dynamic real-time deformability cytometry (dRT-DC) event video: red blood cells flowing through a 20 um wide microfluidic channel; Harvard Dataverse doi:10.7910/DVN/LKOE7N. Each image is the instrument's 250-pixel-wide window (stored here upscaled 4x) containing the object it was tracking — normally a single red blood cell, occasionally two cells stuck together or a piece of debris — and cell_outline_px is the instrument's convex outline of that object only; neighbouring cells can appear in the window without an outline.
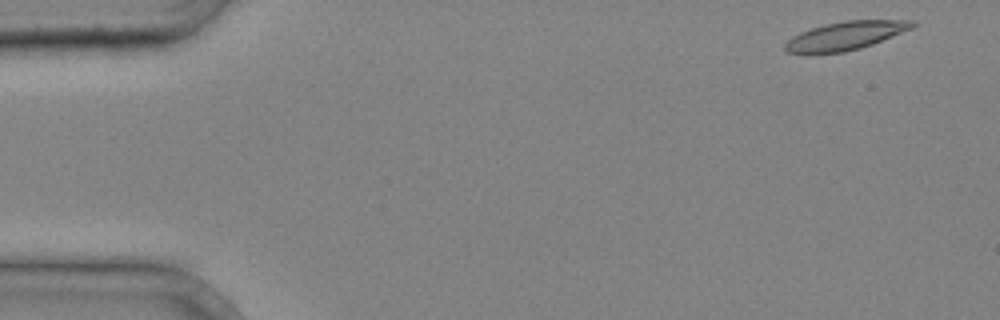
{"species": "common noctule bat (a hibernating species)", "species_latin": "Nyctalus noctula", "temperature_condition": "cold", "stored_images_in_passage": 4, "segment_of_instrument_passage": [1, 2], "camera_frame_rate_fps": 3000, "um_per_image_px": 0.085, "animal": {"sex": "male", "body_mass_g": 20.4}, "frame": {"image": 1, "passage_image": 1, "time_ms": 0.0, "image_size_px": [1000, 320], "cell_outline_px": [[916, 24], [912, 28], [872, 44], [860, 48], [844, 52], [788, 52], [784, 48], [784, 44], [792, 36], [800, 32], [812, 28], [844, 20], [912, 20]], "centroid_in_image_um": [71.89, 3.02], "position_along_channel_um": 13.1, "area_um2": 20.52}}